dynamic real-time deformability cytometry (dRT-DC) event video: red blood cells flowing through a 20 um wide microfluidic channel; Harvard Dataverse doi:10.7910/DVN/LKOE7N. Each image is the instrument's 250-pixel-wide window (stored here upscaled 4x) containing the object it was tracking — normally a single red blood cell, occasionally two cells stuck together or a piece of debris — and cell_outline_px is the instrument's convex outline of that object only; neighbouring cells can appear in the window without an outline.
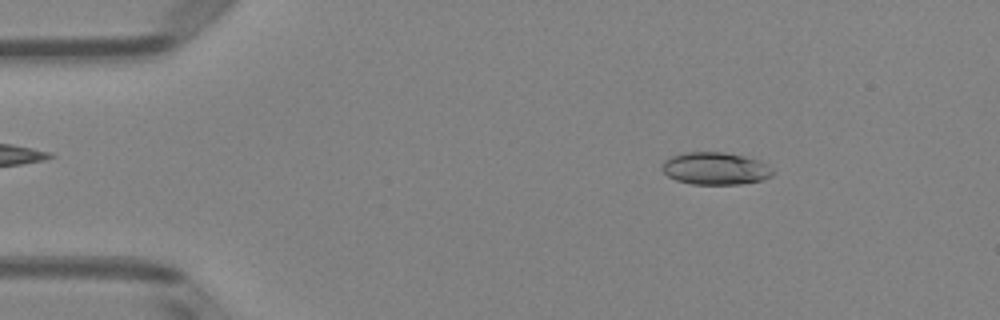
{"species": "Egyptian fruit bat (a non-hibernating species)", "species_latin": "Rousettus aegyptiacus", "temperature_condition": "room temperature", "stored_images_in_passage": 50, "camera_frame_rate_fps": 3000, "um_per_image_px": 0.085, "animal": {"sex": "female"}, "frame": {"image": 1, "passage_image": 7, "time_ms": 2.0, "image_size_px": [1000, 320], "cell_outline_px": [[772, 176], [760, 180], [740, 184], [692, 184], [676, 180], [668, 176], [660, 168], [664, 160], [672, 156], [684, 152], [724, 152], [744, 156], [756, 160], [772, 168]], "centroid_in_image_um": [60.75, 14.32], "position_along_channel_um": 24.2, "area_um2": 20.75}}
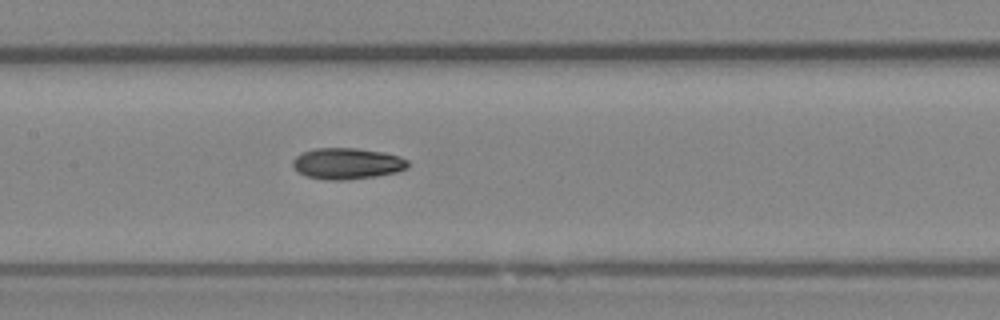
{"frame": {"image": 2, "passage_image": 24, "time_ms": 7.667, "image_size_px": [1000, 320], "cell_outline_px": [[408, 168], [396, 172], [376, 176], [344, 180], [324, 180], [304, 176], [292, 164], [292, 160], [300, 152], [316, 148], [356, 148], [380, 152], [400, 156], [408, 160]], "centroid_in_image_um": [29.48, 13.9], "position_along_channel_um": 177.9, "area_um2": 20.98}}
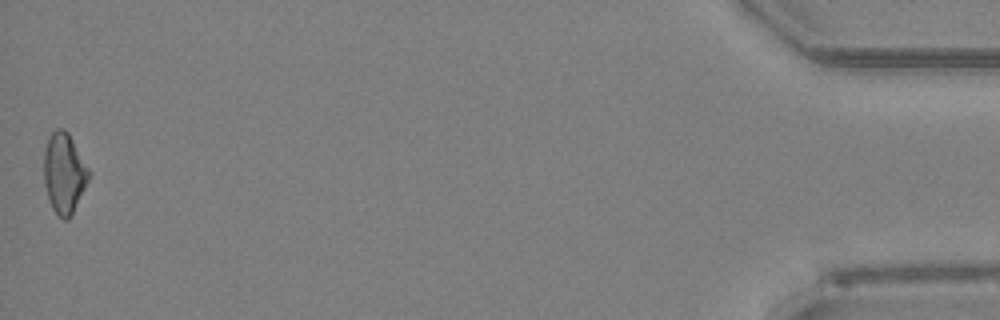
{"frame": {"image": 3, "passage_image": 50, "time_ms": 16.333, "image_size_px": [1000, 320], "cell_outline_px": [[92, 172], [68, 220], [64, 220], [52, 208], [48, 200], [44, 184], [44, 152], [48, 140], [52, 132], [56, 128], [64, 128], [68, 132]], "centroid_in_image_um": [5.45, 14.68], "position_along_channel_um": 429.7, "area_um2": 20.92}, "authors_computed_cell_mechanics": {"area_um2": 20.5768, "velocity_mm_per_s": 3.9917, "shape_relaxation_time_tau1_ms": 4.4217, "shape_relaxation_time_tau2_ms": 5.2519, "deformation_change_tau1": 0.1328, "deformation_change_tau2": 0.1084}}